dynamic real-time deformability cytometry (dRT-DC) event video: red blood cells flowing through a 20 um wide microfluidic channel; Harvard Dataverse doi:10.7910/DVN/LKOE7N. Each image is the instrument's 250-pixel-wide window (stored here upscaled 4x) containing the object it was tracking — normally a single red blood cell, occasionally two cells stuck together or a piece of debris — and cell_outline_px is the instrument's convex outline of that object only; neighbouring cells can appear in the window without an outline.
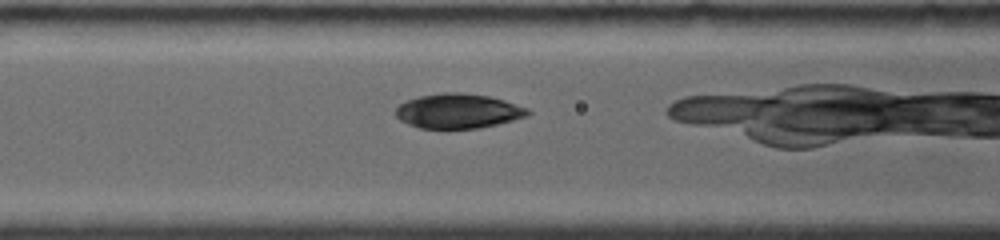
{"species": "common noctule bat (a hibernating species)", "species_latin": "Nyctalus noctula", "temperature_condition": "room temperature", "stored_images_in_passage": 37, "camera_frame_rate_fps": 4000, "um_per_image_px": 0.085, "animal": {"sex": "female", "body_mass_g": 19.0, "forearm_length_mm": 56.7}, "frame": {"image": 1, "passage_image": 4, "time_ms": 1.5, "image_size_px": [1000, 240], "cell_outline_px": [[532, 112], [528, 116], [480, 128], [420, 128], [408, 124], [400, 120], [396, 116], [396, 108], [400, 104], [408, 100], [420, 96], [444, 92], [460, 92], [488, 96], [504, 100], [528, 108]], "centroid_in_image_um": [38.96, 9.43], "position_along_channel_um": 127.6, "area_um2": 26.53}}
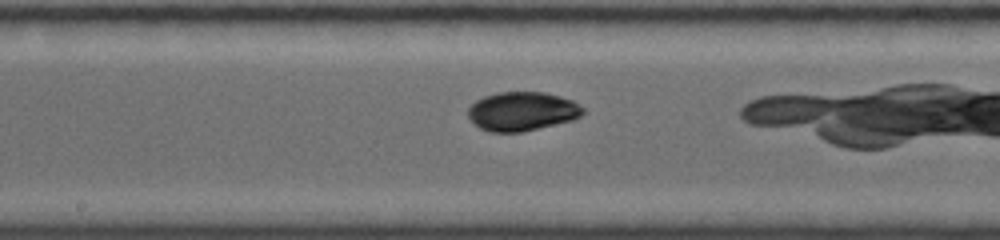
{"frame": {"image": 2, "passage_image": 10, "time_ms": 3.5, "image_size_px": [1000, 240], "cell_outline_px": [[584, 112], [580, 116], [572, 120], [520, 132], [492, 132], [480, 128], [468, 116], [468, 108], [476, 100], [484, 96], [500, 92], [544, 92], [560, 96], [572, 100], [584, 108]], "centroid_in_image_um": [44.38, 9.45], "position_along_channel_um": 203.8, "area_um2": 25.84}}
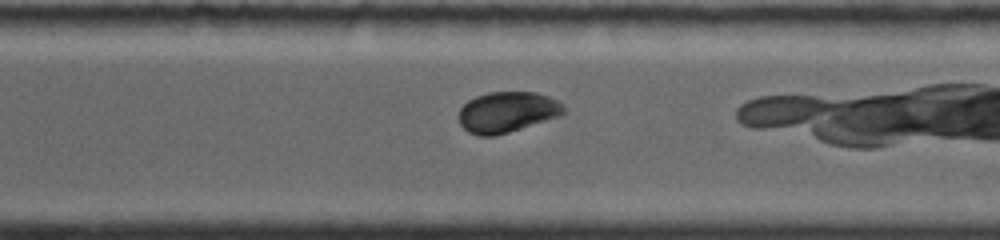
{"frame": {"image": 3, "passage_image": 22, "time_ms": 6.75, "image_size_px": [1000, 240], "cell_outline_px": [[564, 112], [560, 116], [508, 132], [492, 136], [480, 136], [468, 132], [460, 124], [460, 108], [468, 100], [476, 96], [488, 92], [536, 92], [548, 96], [564, 104]], "centroid_in_image_um": [43.11, 9.52], "position_along_channel_um": 327.5, "area_um2": 24.74}}